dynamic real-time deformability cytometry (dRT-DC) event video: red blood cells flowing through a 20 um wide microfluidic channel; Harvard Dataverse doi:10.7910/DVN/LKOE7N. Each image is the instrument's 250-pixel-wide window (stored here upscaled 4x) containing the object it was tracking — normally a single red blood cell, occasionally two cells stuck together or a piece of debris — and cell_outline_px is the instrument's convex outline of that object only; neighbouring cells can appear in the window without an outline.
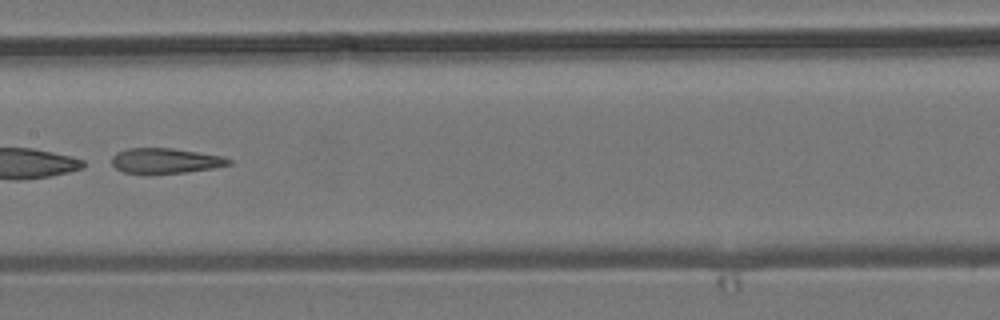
{"species": "common noctule bat (a hibernating species)", "species_latin": "Nyctalus noctula", "temperature_condition": "room temperature", "stored_images_in_passage": 7, "camera_frame_rate_fps": 3000, "um_per_image_px": 0.085, "animal": {"sex": "male", "body_mass_g": 19.2, "forearm_length_mm": 51.8}, "frame": {"image": 1, "passage_image": 7, "time_ms": 2.0, "image_size_px": [1000, 320], "cell_outline_px": [[232, 164], [212, 168], [184, 172], [124, 172], [116, 168], [112, 164], [112, 156], [116, 152], [128, 148], [172, 148], [224, 156], [232, 160]], "centroid_in_image_um": [14.08, 13.63], "position_along_channel_um": 193.3, "area_um2": 16.82}}